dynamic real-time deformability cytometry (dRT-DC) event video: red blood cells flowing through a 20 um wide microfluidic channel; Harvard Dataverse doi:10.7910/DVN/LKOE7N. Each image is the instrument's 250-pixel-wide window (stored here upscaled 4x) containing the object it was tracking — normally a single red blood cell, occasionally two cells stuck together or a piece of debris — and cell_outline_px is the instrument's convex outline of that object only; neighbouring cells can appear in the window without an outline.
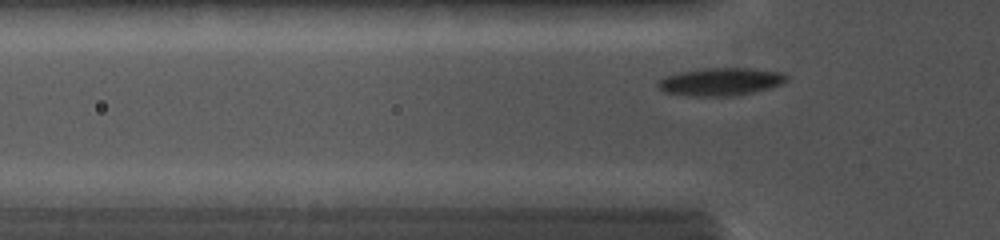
{"species": "common noctule bat (a hibernating species)", "species_latin": "Nyctalus noctula", "temperature_condition": "cold", "stored_images_in_passage": 51, "camera_frame_rate_fps": 5000, "um_per_image_px": 0.085, "animal": {"sex": "female", "body_mass_g": 19.0, "forearm_length_mm": 56.7}, "frame": {"image": 1, "passage_image": 7, "time_ms": 1.4, "image_size_px": [1000, 240], "cell_outline_px": [[788, 80], [784, 84], [772, 88], [740, 96], [692, 96], [664, 92], [656, 84], [656, 80], [680, 72], [704, 68], [748, 68], [784, 72], [788, 76]], "centroid_in_image_um": [61.33, 6.95], "position_along_channel_um": 64.5, "area_um2": 21.21}}
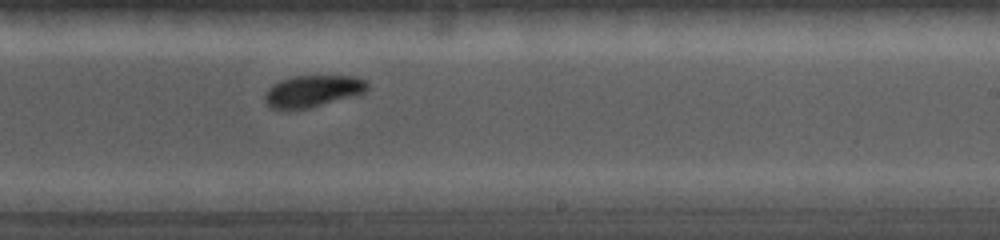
{"frame": {"image": 2, "passage_image": 29, "time_ms": 6.0, "image_size_px": [1000, 240], "cell_outline_px": [[368, 88], [360, 96], [308, 108], [272, 108], [264, 100], [264, 96], [268, 88], [272, 84], [280, 80], [292, 76], [356, 76], [364, 80], [368, 84]], "centroid_in_image_um": [26.63, 7.73], "position_along_channel_um": 262.4, "area_um2": 19.07}}
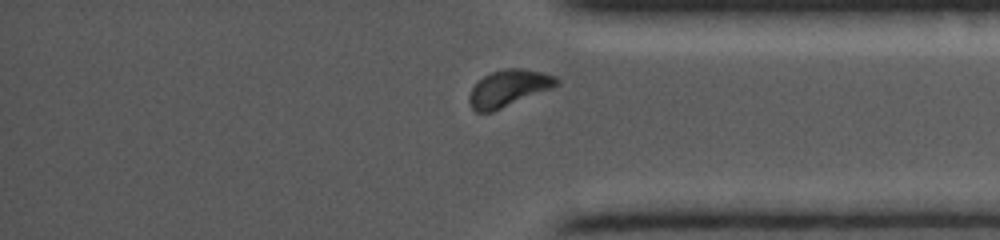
{"frame": {"image": 3, "passage_image": 44, "time_ms": 9.0, "image_size_px": [1000, 240], "cell_outline_px": [[560, 84], [552, 88], [492, 112], [476, 112], [472, 108], [468, 100], [468, 96], [472, 88], [484, 76], [492, 72], [504, 68], [524, 68], [556, 76], [560, 80]], "centroid_in_image_um": [43.24, 7.49], "position_along_channel_um": 392.0, "area_um2": 18.61}}